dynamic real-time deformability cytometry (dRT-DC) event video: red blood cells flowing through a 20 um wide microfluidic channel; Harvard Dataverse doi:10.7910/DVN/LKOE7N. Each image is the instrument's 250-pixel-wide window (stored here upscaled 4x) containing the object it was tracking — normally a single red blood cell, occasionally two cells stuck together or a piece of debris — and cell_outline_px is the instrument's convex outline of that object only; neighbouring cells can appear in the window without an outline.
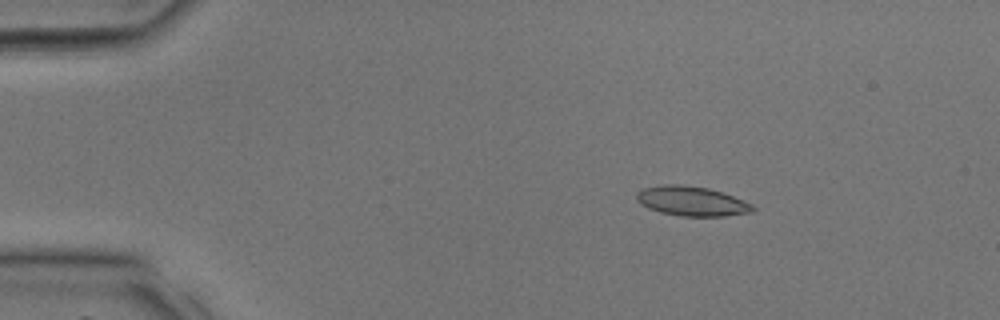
{"species": "common noctule bat (a hibernating species)", "species_latin": "Nyctalus noctula", "temperature_condition": "room temperature", "stored_images_in_passage": 30, "camera_frame_rate_fps": 3000, "um_per_image_px": 0.085, "animal": {"sex": "male", "body_mass_g": 17.9, "forearm_length_mm": 54.2}, "frame": {"image": 1, "passage_image": 1, "time_ms": 0.0, "image_size_px": [1000, 320], "cell_outline_px": [[756, 208], [752, 212], [724, 216], [680, 216], [660, 212], [648, 208], [640, 204], [636, 200], [636, 192], [644, 188], [664, 184], [680, 184], [708, 188], [732, 196], [752, 204]], "centroid_in_image_um": [58.76, 17.1], "position_along_channel_um": 26.2, "area_um2": 20.0}}
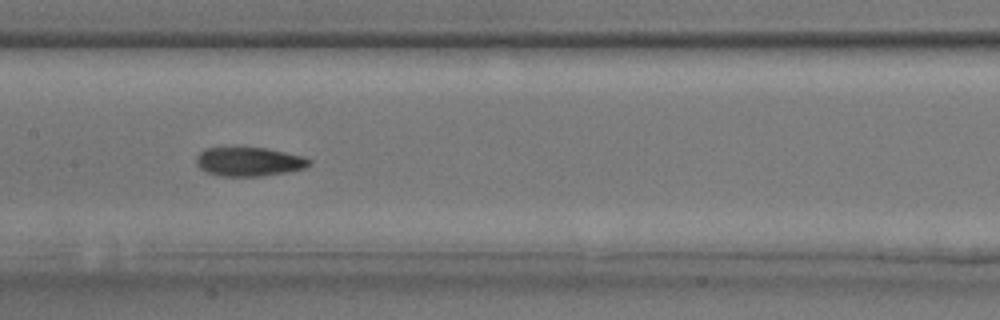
{"frame": {"image": 2, "passage_image": 13, "time_ms": 4.0, "image_size_px": [1000, 320], "cell_outline_px": [[312, 164], [304, 168], [288, 172], [260, 176], [220, 176], [208, 172], [200, 168], [196, 164], [196, 156], [204, 148], [236, 144], [268, 148], [304, 156], [312, 160]], "centroid_in_image_um": [21.15, 13.68], "position_along_channel_um": 186.3, "area_um2": 20.06}}
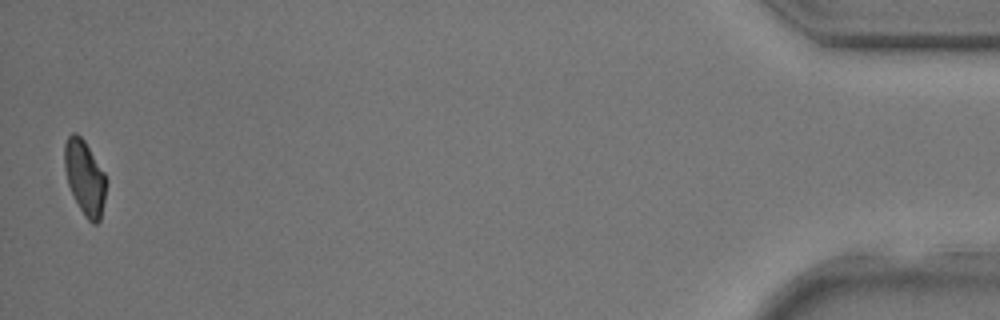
{"frame": {"image": 3, "passage_image": 30, "time_ms": 9.667, "image_size_px": [1000, 320], "cell_outline_px": [[108, 180], [100, 220], [96, 224], [92, 224], [84, 216], [68, 184], [64, 168], [64, 144], [68, 136], [72, 132], [76, 132], [84, 140], [104, 172]], "centroid_in_image_um": [7.21, 15.08], "position_along_channel_um": 428.0, "area_um2": 18.15}}